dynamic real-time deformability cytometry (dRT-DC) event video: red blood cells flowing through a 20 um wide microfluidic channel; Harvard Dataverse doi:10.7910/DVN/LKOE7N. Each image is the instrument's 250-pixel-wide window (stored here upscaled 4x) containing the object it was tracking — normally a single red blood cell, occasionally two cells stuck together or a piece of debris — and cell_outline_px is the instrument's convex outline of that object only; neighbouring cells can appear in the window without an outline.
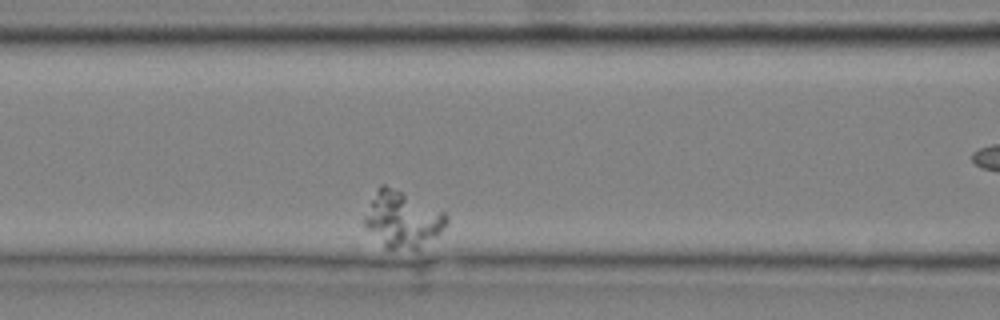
{"species": "common noctule bat (a hibernating species)", "species_latin": "Nyctalus noctula", "temperature_condition": "cold", "stored_images_in_passage": 6, "camera_frame_rate_fps": 3000, "um_per_image_px": 0.085, "animal": {"sex": "male", "body_mass_g": 20.4}, "frame": {"image": 1, "passage_image": 5, "time_ms": 1.333, "image_size_px": [1000, 320], "cell_outline_px": [[448, 220], [440, 232], [416, 252], [388, 248], [364, 224], [364, 216], [376, 188], [380, 184], [384, 184], [444, 212], [448, 216]], "centroid_in_image_um": [34.21, 18.67], "position_along_channel_um": 132.4, "area_um2": 26.3}}